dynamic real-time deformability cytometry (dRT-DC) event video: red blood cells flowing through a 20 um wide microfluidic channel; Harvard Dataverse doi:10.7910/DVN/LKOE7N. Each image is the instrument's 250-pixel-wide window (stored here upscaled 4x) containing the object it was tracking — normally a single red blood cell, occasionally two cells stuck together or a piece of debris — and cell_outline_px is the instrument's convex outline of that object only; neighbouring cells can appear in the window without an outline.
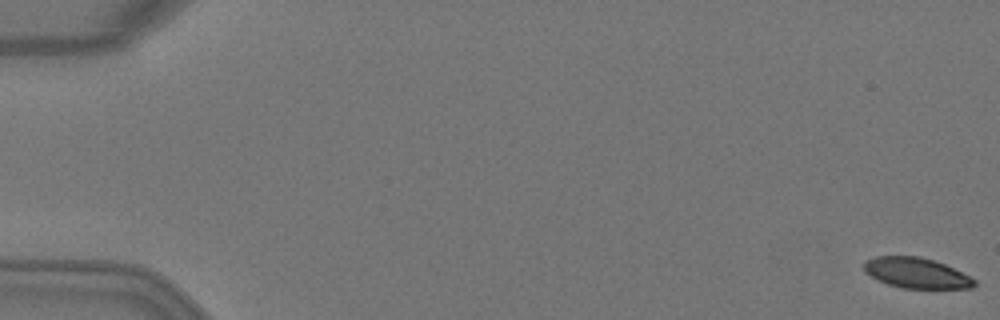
{"species": "Egyptian fruit bat (a non-hibernating species)", "species_latin": "Rousettus aegyptiacus", "temperature_condition": "warm", "stored_images_in_passage": 6, "camera_frame_rate_fps": 3000, "um_per_image_px": 0.085, "animal": {"sex": "female"}, "frame": {"image": 1, "passage_image": 1, "time_ms": 0.0, "image_size_px": [1000, 320], "cell_outline_px": [[976, 284], [972, 288], [900, 288], [876, 280], [864, 272], [864, 260], [876, 256], [920, 256], [944, 264], [976, 280]], "centroid_in_image_um": [77.83, 23.2], "position_along_channel_um": 7.2, "area_um2": 19.54}}